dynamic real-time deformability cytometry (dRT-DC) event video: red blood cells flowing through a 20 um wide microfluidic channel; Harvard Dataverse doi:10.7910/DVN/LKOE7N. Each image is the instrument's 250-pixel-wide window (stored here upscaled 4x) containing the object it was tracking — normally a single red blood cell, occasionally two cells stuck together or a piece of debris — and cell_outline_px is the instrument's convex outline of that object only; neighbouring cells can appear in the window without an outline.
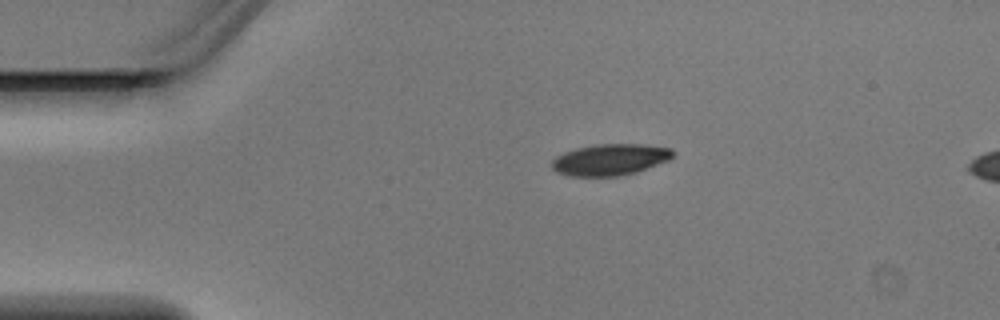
{"species": "Egyptian fruit bat (a non-hibernating species)", "species_latin": "Rousettus aegyptiacus", "temperature_condition": "warm", "stored_images_in_passage": 3, "camera_frame_rate_fps": 3000, "um_per_image_px": 0.085, "animal": {"sex": "male"}, "frame": {"image": 1, "passage_image": 1, "time_ms": 0.0, "image_size_px": [1000, 320], "cell_outline_px": [[676, 152], [668, 160], [636, 172], [616, 176], [568, 176], [556, 172], [552, 168], [552, 160], [556, 156], [564, 152], [576, 148], [596, 144], [644, 144], [672, 148]], "centroid_in_image_um": [51.85, 13.56], "position_along_channel_um": 33.2, "area_um2": 22.2}}